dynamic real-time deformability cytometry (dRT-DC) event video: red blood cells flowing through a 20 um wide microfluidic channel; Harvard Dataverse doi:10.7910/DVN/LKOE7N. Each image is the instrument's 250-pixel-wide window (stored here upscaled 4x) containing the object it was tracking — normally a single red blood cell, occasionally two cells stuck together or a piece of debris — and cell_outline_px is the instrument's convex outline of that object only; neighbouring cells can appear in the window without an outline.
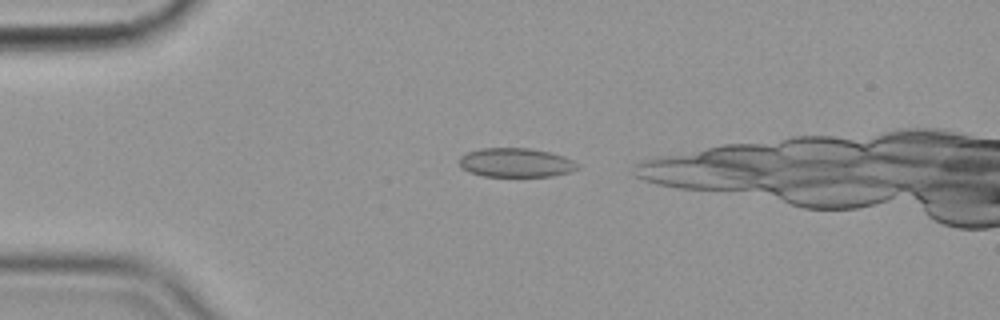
{"species": "common noctule bat (a hibernating species)", "species_latin": "Nyctalus noctula", "temperature_condition": "cold", "stored_images_in_passage": 19, "camera_frame_rate_fps": 3000, "um_per_image_px": 0.085, "animal": {"sex": "female", "body_mass_g": 19.9}, "frame": {"image": 1, "passage_image": 4, "time_ms": 1.0, "image_size_px": [1000, 320], "cell_outline_px": [[580, 168], [568, 172], [552, 176], [484, 176], [468, 172], [460, 168], [460, 156], [468, 152], [480, 148], [532, 148], [564, 156], [572, 160]], "centroid_in_image_um": [43.81, 13.82], "position_along_channel_um": 41.2, "area_um2": 20.0}}
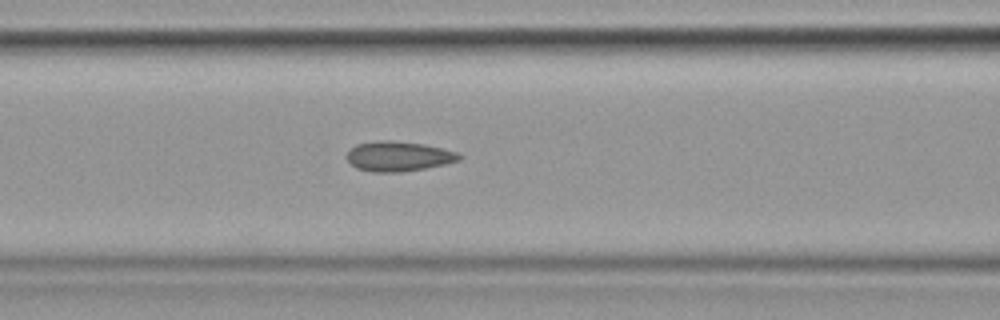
{"frame": {"image": 2, "passage_image": 14, "time_ms": 4.333, "image_size_px": [1000, 320], "cell_outline_px": [[464, 156], [460, 160], [444, 164], [424, 168], [400, 172], [372, 172], [356, 168], [344, 156], [356, 144], [380, 140], [388, 140], [424, 144], [456, 152]], "centroid_in_image_um": [33.85, 13.28], "position_along_channel_um": 132.8, "area_um2": 19.48}}
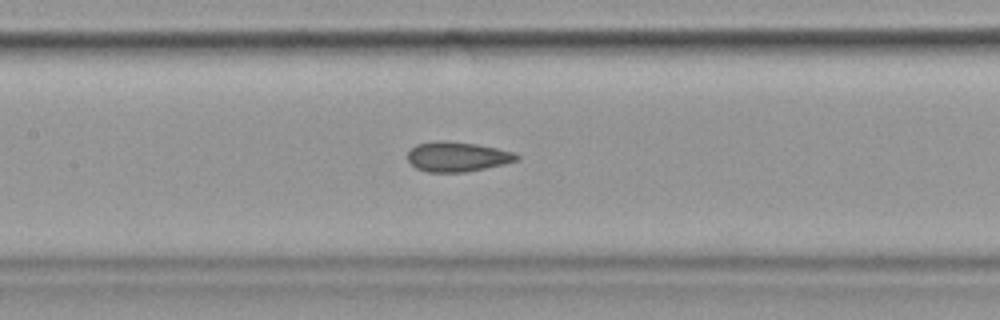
{"frame": {"image": 3, "passage_image": 17, "time_ms": 5.333, "image_size_px": [1000, 320], "cell_outline_px": [[520, 160], [504, 164], [464, 172], [428, 172], [416, 168], [408, 160], [408, 152], [416, 144], [440, 140], [476, 144], [496, 148], [512, 152], [520, 156]], "centroid_in_image_um": [38.87, 13.32], "position_along_channel_um": 168.5, "area_um2": 18.79}}